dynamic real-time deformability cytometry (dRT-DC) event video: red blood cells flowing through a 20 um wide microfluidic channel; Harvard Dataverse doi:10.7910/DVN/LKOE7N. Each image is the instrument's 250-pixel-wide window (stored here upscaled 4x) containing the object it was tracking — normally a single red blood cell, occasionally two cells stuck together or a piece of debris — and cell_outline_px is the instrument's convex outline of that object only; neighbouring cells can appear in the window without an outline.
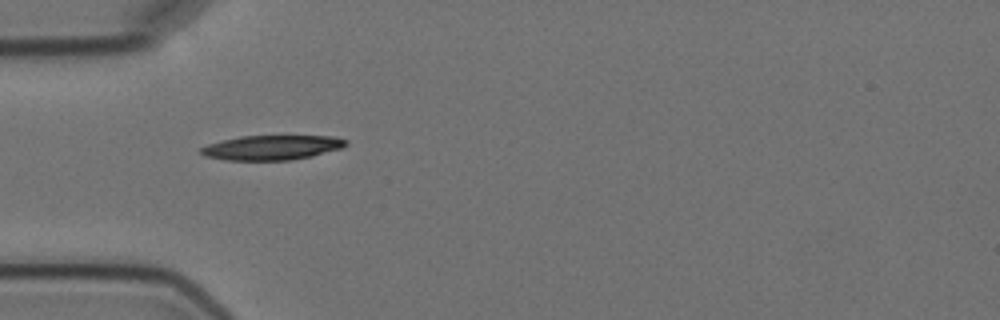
{"species": "Egyptian fruit bat (a non-hibernating species)", "species_latin": "Rousettus aegyptiacus", "temperature_condition": "cold", "stored_images_in_passage": 3, "camera_frame_rate_fps": 3000, "um_per_image_px": 0.085, "animal": {"sex": "female"}, "frame": {"image": 1, "passage_image": 3, "time_ms": 3.667, "image_size_px": [1000, 320], "cell_outline_px": [[348, 144], [340, 148], [312, 156], [292, 160], [228, 160], [204, 156], [200, 152], [200, 148], [208, 144], [240, 136], [332, 136], [348, 140]], "centroid_in_image_um": [23.11, 12.54], "position_along_channel_um": 61.9, "area_um2": 20.69}}